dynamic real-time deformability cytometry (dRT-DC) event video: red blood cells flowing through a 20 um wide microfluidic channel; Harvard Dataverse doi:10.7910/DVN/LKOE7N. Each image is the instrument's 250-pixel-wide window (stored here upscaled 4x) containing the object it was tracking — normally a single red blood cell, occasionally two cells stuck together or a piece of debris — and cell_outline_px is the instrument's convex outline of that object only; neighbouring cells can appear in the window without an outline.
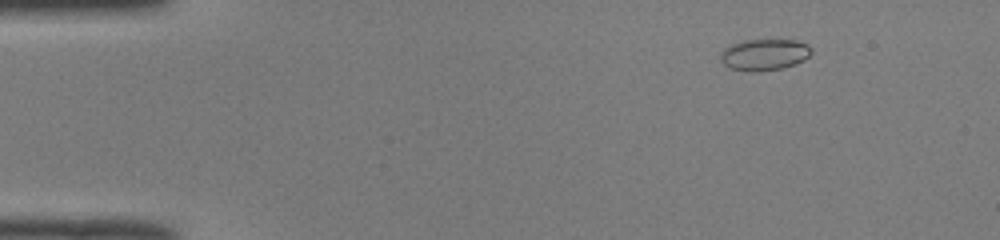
{"species": "common noctule bat (a hibernating species)", "species_latin": "Nyctalus noctula", "temperature_condition": "room temperature", "stored_images_in_passage": 45, "camera_frame_rate_fps": 3000, "um_per_image_px": 0.085, "animal": {"sex": "male", "body_mass_g": 19.0, "forearm_length_mm": 50.8}, "frame": {"image": 1, "passage_image": 1, "time_ms": 0.0, "image_size_px": [1000, 240], "cell_outline_px": [[812, 52], [804, 60], [796, 64], [784, 68], [756, 72], [748, 72], [728, 68], [720, 60], [720, 52], [724, 48], [732, 44], [744, 40], [796, 40], [808, 44], [812, 48]], "centroid_in_image_um": [64.96, 4.66], "position_along_channel_um": 20.0, "area_um2": 16.94}}
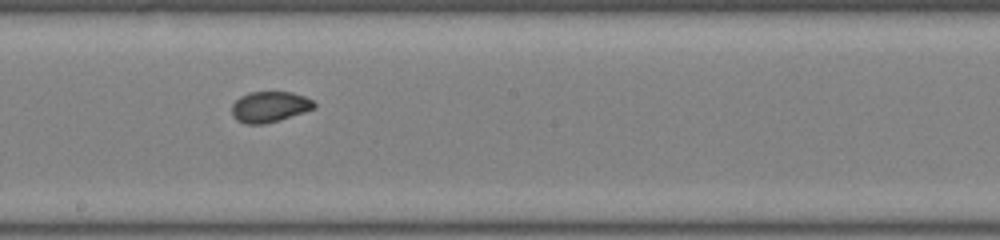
{"frame": {"image": 2, "passage_image": 23, "time_ms": 7.333, "image_size_px": [1000, 240], "cell_outline_px": [[316, 108], [280, 120], [264, 124], [244, 124], [236, 120], [232, 116], [232, 104], [240, 96], [248, 92], [292, 92], [304, 96], [312, 100], [316, 104]], "centroid_in_image_um": [22.91, 9.08], "position_along_channel_um": 225.3, "area_um2": 14.91}}
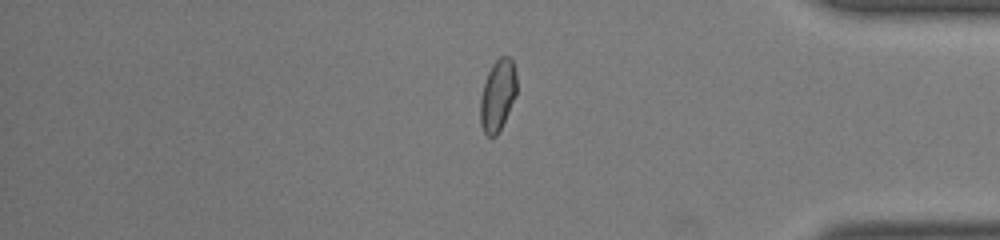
{"frame": {"image": 3, "passage_image": 37, "time_ms": 12.0, "image_size_px": [1000, 240], "cell_outline_px": [[516, 96], [496, 136], [488, 136], [484, 132], [480, 124], [480, 96], [488, 72], [492, 64], [500, 56], [508, 56], [512, 60], [516, 72]], "centroid_in_image_um": [42.29, 8.08], "position_along_channel_um": 392.9, "area_um2": 15.09}, "authors_computed_cell_mechanics": {"area_um2": 15.317, "velocity_mm_per_s": 4.0782, "shape_relaxation_time_tau1_ms": null, "shape_relaxation_time_tau2_ms": 0.7701, "deformation_change_tau1": null, "deformation_change_tau2": 0.0349}}